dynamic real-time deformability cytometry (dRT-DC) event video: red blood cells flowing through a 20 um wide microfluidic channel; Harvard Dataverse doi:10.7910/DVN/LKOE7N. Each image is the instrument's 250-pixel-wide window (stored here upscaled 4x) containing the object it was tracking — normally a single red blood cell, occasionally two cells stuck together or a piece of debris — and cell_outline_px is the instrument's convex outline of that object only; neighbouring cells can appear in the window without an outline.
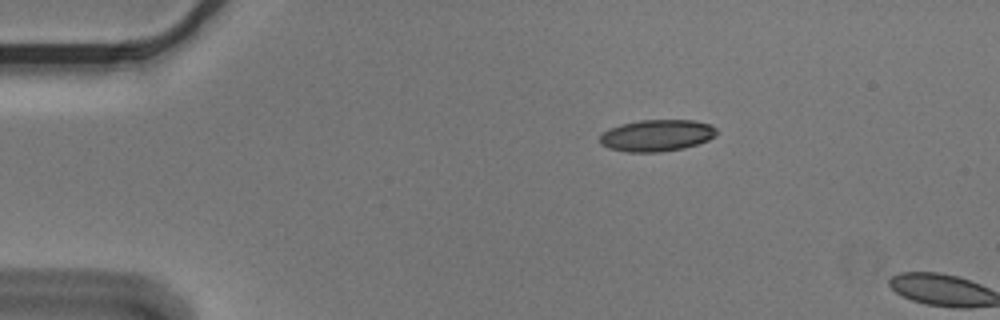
{"species": "Egyptian fruit bat (a non-hibernating species)", "species_latin": "Rousettus aegyptiacus", "temperature_condition": "cold", "stored_images_in_passage": 2, "camera_frame_rate_fps": 3000, "um_per_image_px": 0.085, "animal": {"sex": "male"}, "frame": {"image": 1, "passage_image": 1, "time_ms": 0.0, "image_size_px": [1000, 320], "cell_outline_px": [[716, 136], [708, 140], [684, 148], [660, 152], [624, 152], [608, 148], [600, 144], [600, 136], [608, 128], [620, 124], [640, 120], [696, 120], [712, 124], [716, 128]], "centroid_in_image_um": [55.82, 11.51], "position_along_channel_um": 29.2, "area_um2": 21.79}}